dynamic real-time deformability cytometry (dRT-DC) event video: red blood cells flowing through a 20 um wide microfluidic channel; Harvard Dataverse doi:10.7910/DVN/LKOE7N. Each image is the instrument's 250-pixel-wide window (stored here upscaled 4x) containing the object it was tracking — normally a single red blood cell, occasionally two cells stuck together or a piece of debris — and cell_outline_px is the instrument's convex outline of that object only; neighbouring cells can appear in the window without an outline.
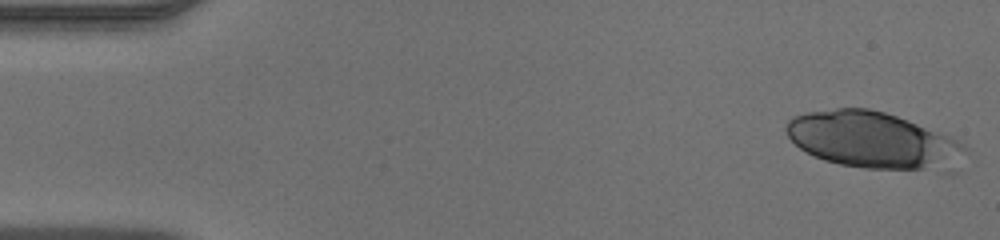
{"species": "human", "species_latin": "Homo sapiens", "temperature_condition": "warm", "stored_images_in_passage": 48, "camera_frame_rate_fps": 3000, "um_per_image_px": 0.085, "donor": {"sex": "male"}, "frame": {"image": 1, "passage_image": 1, "time_ms": 0.0, "image_size_px": [1000, 240], "cell_outline_px": [[968, 152], [924, 168], [864, 168], [840, 164], [824, 160], [800, 148], [788, 136], [784, 128], [788, 120], [792, 116], [808, 112], [836, 108], [868, 108], [884, 112], [944, 132], [952, 136], [964, 144], [968, 148]], "centroid_in_image_um": [74.04, 11.83], "position_along_channel_um": 11.0, "area_um2": 56.93}}